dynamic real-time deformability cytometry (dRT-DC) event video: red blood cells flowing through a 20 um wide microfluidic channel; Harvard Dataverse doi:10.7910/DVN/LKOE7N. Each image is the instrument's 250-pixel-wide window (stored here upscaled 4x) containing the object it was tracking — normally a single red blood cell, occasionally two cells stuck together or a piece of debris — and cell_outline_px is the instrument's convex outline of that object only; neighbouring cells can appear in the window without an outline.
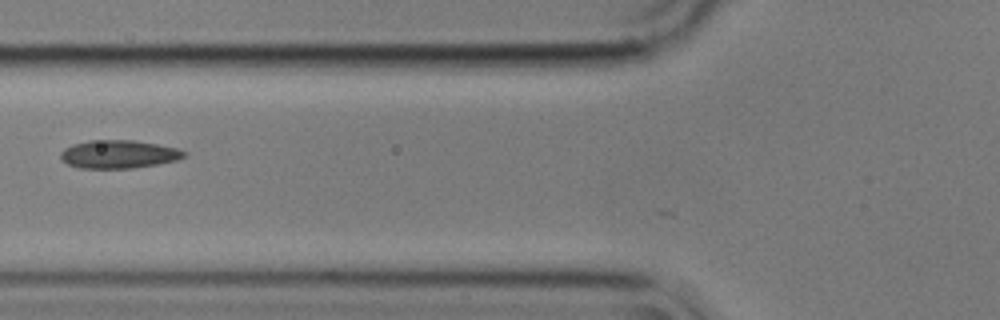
{"species": "common noctule bat (a hibernating species)", "species_latin": "Nyctalus noctula", "temperature_condition": "cold", "stored_images_in_passage": 4, "camera_frame_rate_fps": 3000, "um_per_image_px": 0.085, "animal": {"sex": "male", "body_mass_g": 17.9}, "frame": {"image": 1, "passage_image": 4, "time_ms": 1.0, "image_size_px": [1000, 320], "cell_outline_px": [[188, 152], [184, 156], [176, 160], [156, 164], [132, 168], [80, 168], [68, 164], [60, 156], [60, 152], [64, 148], [72, 144], [88, 140], [132, 140], [156, 144], [176, 148]], "centroid_in_image_um": [10.06, 13.1], "position_along_channel_um": 115.7, "area_um2": 20.11}}